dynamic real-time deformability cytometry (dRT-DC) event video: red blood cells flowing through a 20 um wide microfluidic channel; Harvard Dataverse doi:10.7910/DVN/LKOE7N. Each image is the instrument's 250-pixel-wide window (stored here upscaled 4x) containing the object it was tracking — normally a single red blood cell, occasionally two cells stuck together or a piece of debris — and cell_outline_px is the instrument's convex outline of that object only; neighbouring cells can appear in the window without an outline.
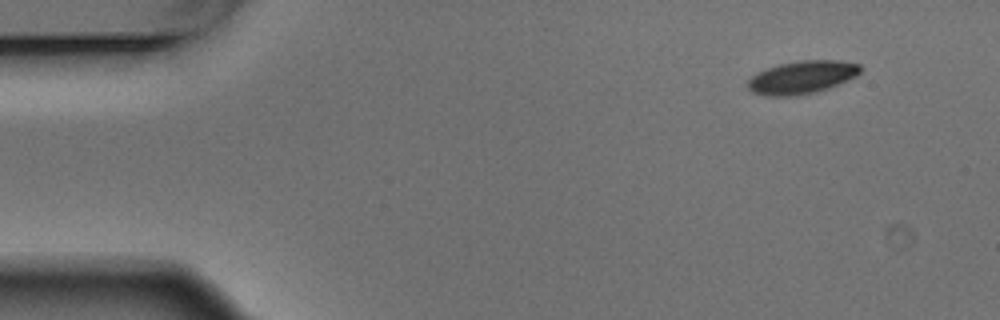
{"species": "Egyptian fruit bat (a non-hibernating species)", "species_latin": "Rousettus aegyptiacus", "temperature_condition": "warm", "stored_images_in_passage": 4, "camera_frame_rate_fps": 3000, "um_per_image_px": 0.085, "animal": {"sex": "male"}, "frame": {"image": 1, "passage_image": 1, "time_ms": 0.0, "image_size_px": [1000, 320], "cell_outline_px": [[864, 68], [856, 76], [848, 80], [828, 88], [816, 92], [796, 96], [764, 96], [752, 92], [748, 88], [748, 80], [752, 76], [768, 68], [780, 64], [804, 60], [840, 60], [860, 64]], "centroid_in_image_um": [68.2, 6.57], "position_along_channel_um": 16.8, "area_um2": 21.62}}
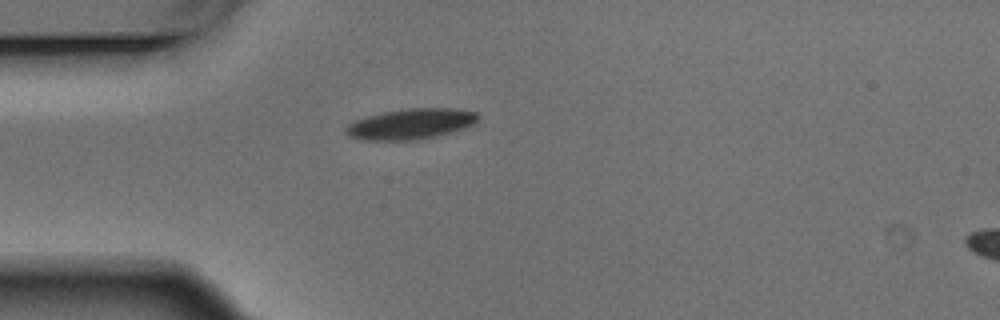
{"frame": {"image": 2, "passage_image": 3, "time_ms": 0.667, "image_size_px": [1000, 320], "cell_outline_px": [[480, 116], [476, 124], [464, 128], [436, 136], [412, 140], [364, 140], [348, 136], [344, 132], [344, 128], [352, 120], [384, 112], [408, 108], [452, 108], [476, 112]], "centroid_in_image_um": [34.9, 10.53], "position_along_channel_um": 50.1, "area_um2": 23.64}}